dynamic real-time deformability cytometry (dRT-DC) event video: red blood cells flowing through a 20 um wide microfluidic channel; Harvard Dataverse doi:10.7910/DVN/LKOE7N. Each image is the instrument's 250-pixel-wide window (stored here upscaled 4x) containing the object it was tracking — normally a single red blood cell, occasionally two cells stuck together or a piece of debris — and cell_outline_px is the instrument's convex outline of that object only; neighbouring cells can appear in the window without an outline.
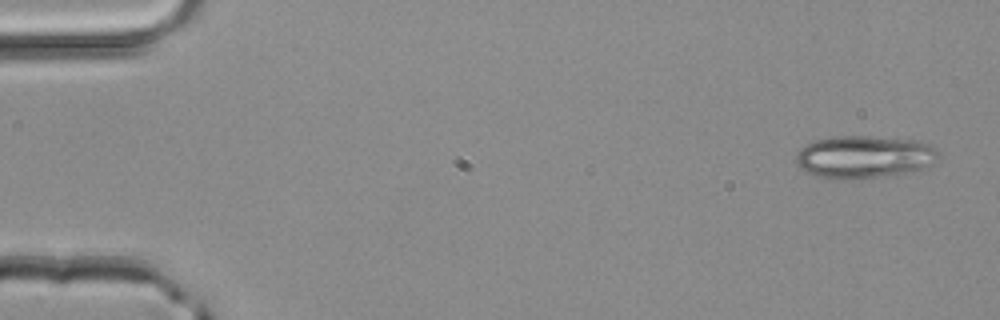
{"species": "common noctule bat (a hibernating species)", "species_latin": "Nyctalus noctula", "temperature_condition": "room temperature", "stored_images_in_passage": 4, "camera_frame_rate_fps": 3000, "um_per_image_px": 0.085, "animal": {"sex": "male", "body_mass_g": 20.4}, "frame": {"image": 1, "passage_image": 1, "time_ms": 0.0, "image_size_px": [1000, 320], "cell_outline_px": [[940, 156], [932, 164], [924, 168], [892, 176], [844, 180], [840, 180], [816, 176], [800, 168], [796, 164], [796, 156], [800, 148], [812, 140], [836, 136], [868, 136], [920, 140], [928, 144]], "centroid_in_image_um": [73.43, 13.34], "position_along_channel_um": 11.6, "area_um2": 35.78}}